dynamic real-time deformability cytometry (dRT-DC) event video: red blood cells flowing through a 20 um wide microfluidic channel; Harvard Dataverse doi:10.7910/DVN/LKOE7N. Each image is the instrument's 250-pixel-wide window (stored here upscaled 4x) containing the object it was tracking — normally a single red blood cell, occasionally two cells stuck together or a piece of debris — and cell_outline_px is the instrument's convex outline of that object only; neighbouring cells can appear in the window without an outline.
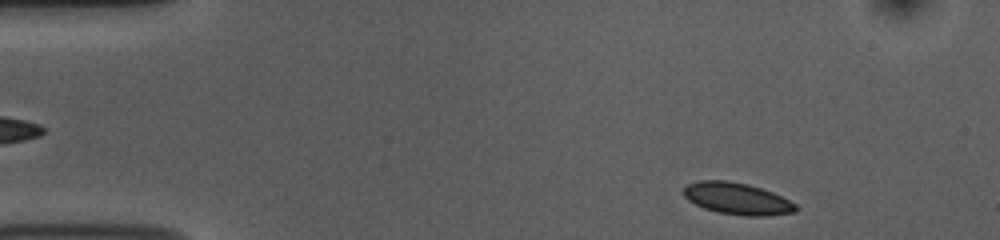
{"species": "common noctule bat (a hibernating species)", "species_latin": "Nyctalus noctula", "temperature_condition": "room temperature", "stored_images_in_passage": 48, "camera_frame_rate_fps": 3000, "um_per_image_px": 0.085, "animal": {"sex": "female", "body_mass_g": 10.0, "forearm_length_mm": 53.1}, "frame": {"image": 1, "passage_image": 2, "time_ms": 0.333, "image_size_px": [1000, 240], "cell_outline_px": [[796, 212], [768, 216], [744, 216], [716, 212], [704, 208], [688, 200], [684, 196], [684, 188], [688, 184], [700, 180], [728, 180], [748, 184], [772, 192], [796, 204]], "centroid_in_image_um": [62.65, 16.89], "position_along_channel_um": 22.4, "area_um2": 20.75}}
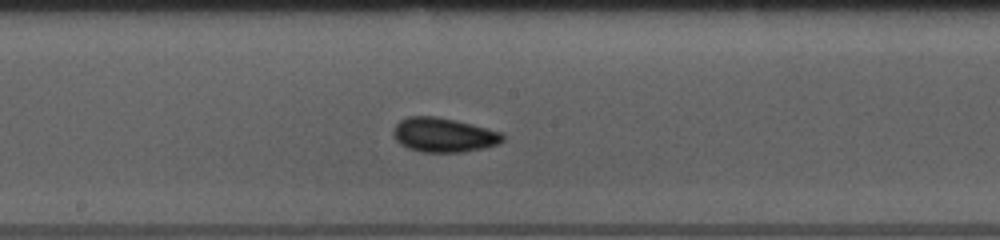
{"frame": {"image": 2, "passage_image": 23, "time_ms": 7.333, "image_size_px": [1000, 240], "cell_outline_px": [[504, 140], [500, 144], [464, 152], [420, 152], [408, 148], [400, 144], [396, 140], [392, 132], [392, 128], [400, 120], [408, 116], [436, 116], [456, 120], [488, 128], [500, 132], [504, 136]], "centroid_in_image_um": [37.69, 11.47], "position_along_channel_um": 210.5, "area_um2": 22.08}}
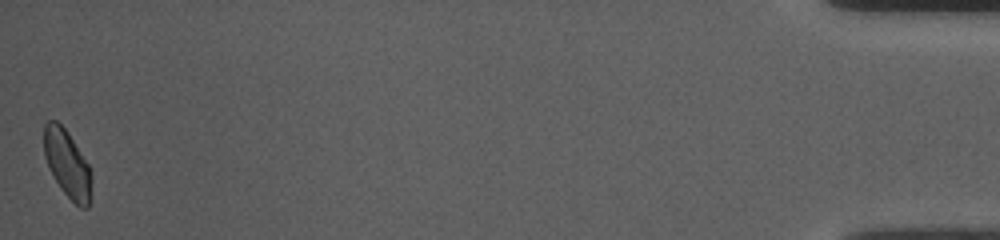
{"frame": {"image": 3, "passage_image": 48, "time_ms": 15.667, "image_size_px": [1000, 240], "cell_outline_px": [[92, 176], [88, 208], [80, 208], [60, 188], [48, 168], [44, 156], [44, 124], [48, 120], [56, 120], [68, 132], [88, 164], [92, 172]], "centroid_in_image_um": [5.71, 13.92], "position_along_channel_um": 429.5, "area_um2": 18.67}, "authors_computed_cell_mechanics": {"area_um2": 19.941, "velocity_mm_per_s": 3.7542, "shape_relaxation_time_tau1_ms": 3.012, "shape_relaxation_time_tau2_ms": 5.0847, "deformation_change_tau1": 0.0838, "deformation_change_tau2": 0.0783}}